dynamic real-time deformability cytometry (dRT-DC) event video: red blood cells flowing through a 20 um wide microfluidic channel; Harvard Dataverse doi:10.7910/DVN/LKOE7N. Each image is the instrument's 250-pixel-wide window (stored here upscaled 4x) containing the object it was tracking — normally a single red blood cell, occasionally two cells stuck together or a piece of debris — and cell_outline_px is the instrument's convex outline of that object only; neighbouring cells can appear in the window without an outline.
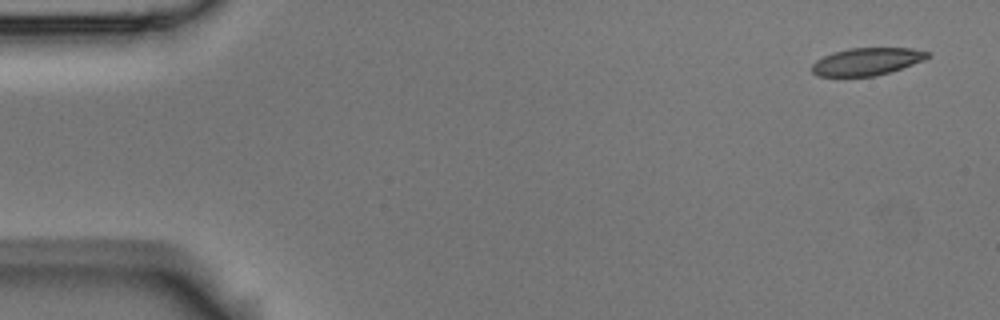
{"species": "Egyptian fruit bat (a non-hibernating species)", "species_latin": "Rousettus aegyptiacus", "temperature_condition": "room temperature", "stored_images_in_passage": 4, "camera_frame_rate_fps": 3000, "um_per_image_px": 0.085, "animal": {"sex": "male"}, "frame": {"image": 1, "passage_image": 1, "time_ms": 0.0, "image_size_px": [1000, 320], "cell_outline_px": [[928, 56], [924, 60], [876, 76], [816, 76], [812, 72], [812, 64], [816, 60], [832, 52], [848, 48], [912, 48], [928, 52]], "centroid_in_image_um": [73.63, 5.22], "position_along_channel_um": 11.4, "area_um2": 18.32}}
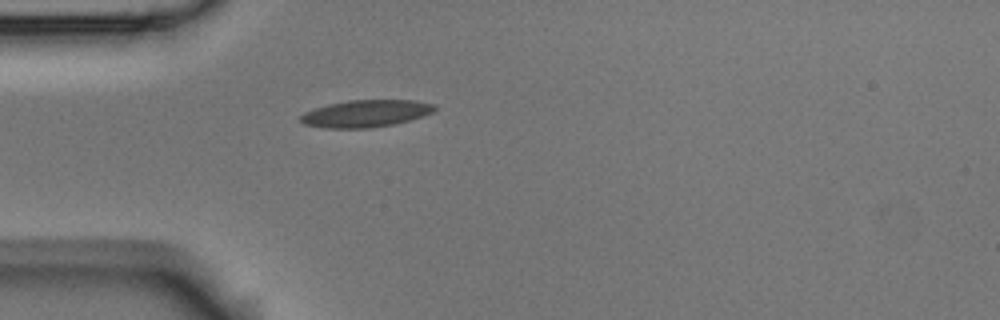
{"frame": {"image": 2, "passage_image": 4, "time_ms": 1.0, "image_size_px": [1000, 320], "cell_outline_px": [[436, 108], [432, 112], [424, 116], [392, 124], [368, 128], [324, 128], [304, 124], [300, 120], [300, 116], [304, 112], [328, 104], [348, 100], [412, 100], [436, 104]], "centroid_in_image_um": [31.08, 9.64], "position_along_channel_um": 53.9, "area_um2": 21.1}}